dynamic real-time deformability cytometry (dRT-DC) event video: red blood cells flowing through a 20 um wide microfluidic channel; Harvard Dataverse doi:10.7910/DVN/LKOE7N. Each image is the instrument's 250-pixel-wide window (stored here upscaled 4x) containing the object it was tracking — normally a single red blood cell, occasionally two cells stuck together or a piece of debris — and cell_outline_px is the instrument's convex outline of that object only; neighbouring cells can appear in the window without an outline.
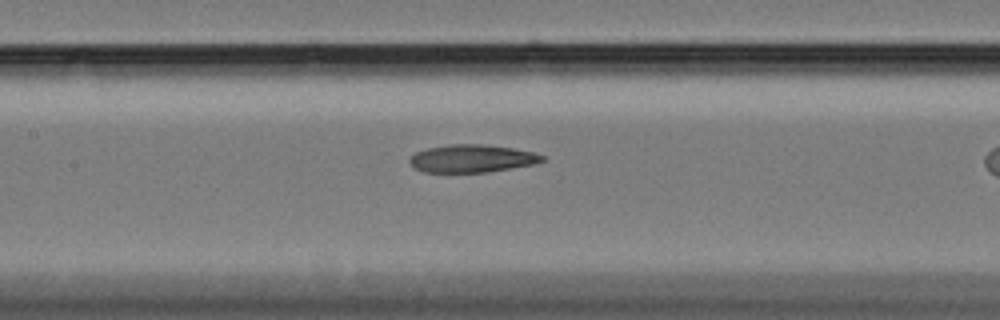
{"species": "Egyptian fruit bat (a non-hibernating species)", "species_latin": "Rousettus aegyptiacus", "temperature_condition": "cold", "stored_images_in_passage": 43, "camera_frame_rate_fps": 3000, "um_per_image_px": 0.085, "animal": {"sex": "female"}, "frame": {"image": 1, "passage_image": 24, "time_ms": 7.667, "image_size_px": [1000, 320], "cell_outline_px": [[548, 160], [536, 164], [488, 172], [424, 172], [416, 168], [408, 160], [416, 152], [428, 148], [448, 144], [480, 144], [512, 148], [532, 152], [544, 156]], "centroid_in_image_um": [40.16, 13.47], "position_along_channel_um": 167.2, "area_um2": 21.39}}
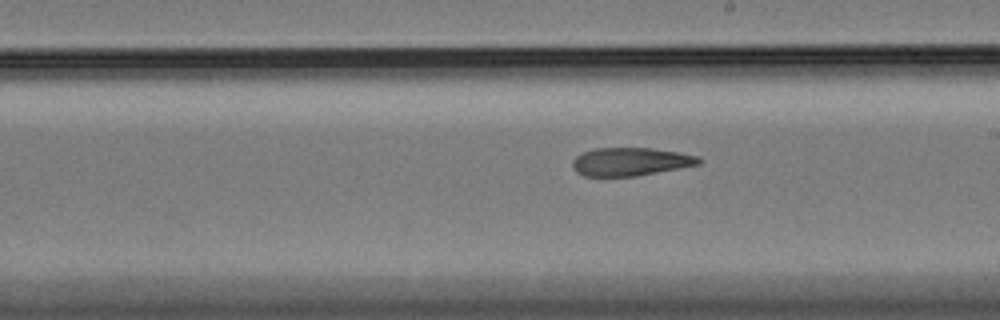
{"frame": {"image": 2, "passage_image": 30, "time_ms": 9.667, "image_size_px": [1000, 320], "cell_outline_px": [[704, 160], [700, 164], [636, 176], [584, 176], [576, 172], [572, 168], [572, 160], [580, 152], [592, 148], [652, 148], [700, 156]], "centroid_in_image_um": [53.56, 13.73], "position_along_channel_um": 235.4, "area_um2": 20.92}}
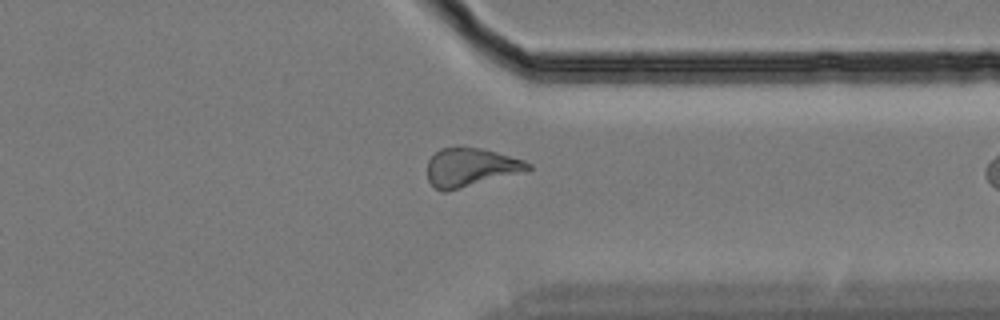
{"frame": {"image": 3, "passage_image": 42, "time_ms": 13.667, "image_size_px": [1000, 320], "cell_outline_px": [[532, 168], [528, 172], [448, 192], [444, 192], [436, 188], [428, 180], [428, 160], [440, 148], [456, 144], [480, 148], [496, 152], [524, 160], [532, 164]], "centroid_in_image_um": [40.04, 14.22], "position_along_channel_um": 371.4, "area_um2": 23.47}}